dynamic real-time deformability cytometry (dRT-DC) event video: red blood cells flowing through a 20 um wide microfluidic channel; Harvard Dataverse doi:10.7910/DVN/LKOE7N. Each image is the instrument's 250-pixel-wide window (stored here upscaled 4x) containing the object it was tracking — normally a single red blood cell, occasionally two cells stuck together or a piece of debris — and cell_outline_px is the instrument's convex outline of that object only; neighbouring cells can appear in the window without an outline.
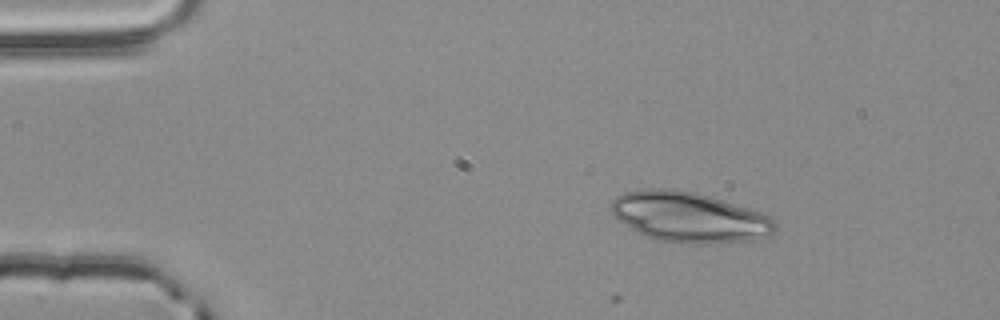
{"species": "common noctule bat (a hibernating species)", "species_latin": "Nyctalus noctula", "temperature_condition": "room temperature", "stored_images_in_passage": 3, "camera_frame_rate_fps": 3000, "um_per_image_px": 0.085, "animal": {"sex": "male", "body_mass_g": 20.4}, "frame": {"image": 1, "passage_image": 1, "time_ms": 0.0, "image_size_px": [1000, 320], "cell_outline_px": [[776, 232], [768, 236], [752, 240], [704, 244], [688, 244], [660, 240], [648, 236], [616, 220], [612, 212], [612, 200], [616, 196], [624, 192], [648, 188], [672, 188], [696, 192], [712, 196], [772, 216], [776, 220]], "centroid_in_image_um": [58.62, 18.44], "position_along_channel_um": 26.4, "area_um2": 48.26}}